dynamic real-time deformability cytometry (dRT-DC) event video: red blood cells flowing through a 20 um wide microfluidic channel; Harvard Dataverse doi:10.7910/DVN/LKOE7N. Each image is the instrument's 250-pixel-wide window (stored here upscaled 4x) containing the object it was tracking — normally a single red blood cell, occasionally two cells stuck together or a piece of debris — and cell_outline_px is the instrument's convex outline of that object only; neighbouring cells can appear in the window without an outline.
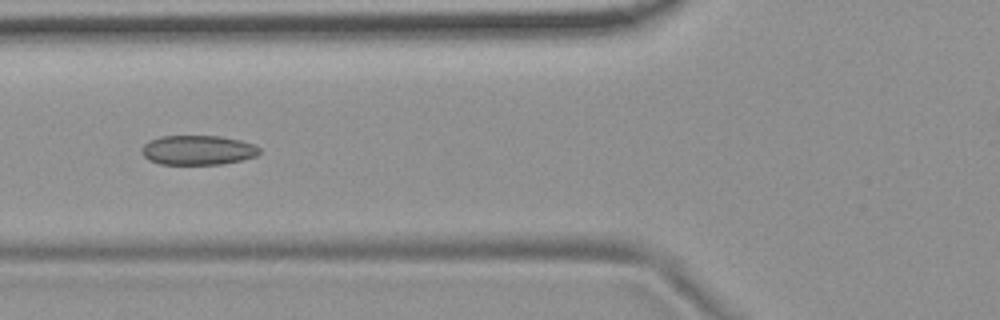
{"species": "common noctule bat (a hibernating species)", "species_latin": "Nyctalus noctula", "temperature_condition": "room temperature", "stored_images_in_passage": 10, "camera_frame_rate_fps": 3000, "um_per_image_px": 0.085, "animal": {"sex": "female", "body_mass_g": 19.9}, "frame": {"image": 1, "passage_image": 5, "time_ms": 1.333, "image_size_px": [1000, 320], "cell_outline_px": [[260, 152], [256, 156], [240, 160], [220, 164], [160, 164], [148, 160], [140, 152], [144, 144], [148, 140], [160, 136], [220, 136], [240, 140], [252, 144], [260, 148]], "centroid_in_image_um": [16.77, 12.75], "position_along_channel_um": 109.0, "area_um2": 20.29}}
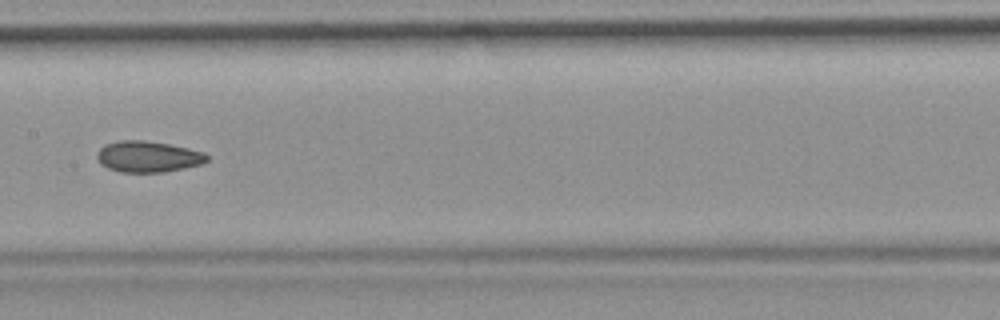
{"frame": {"image": 2, "passage_image": 7, "time_ms": 2.0, "image_size_px": [1000, 320], "cell_outline_px": [[208, 160], [200, 164], [184, 168], [164, 172], [120, 172], [108, 168], [100, 164], [96, 156], [96, 152], [104, 144], [120, 140], [144, 140], [168, 144], [188, 148], [204, 152], [208, 156]], "centroid_in_image_um": [12.54, 13.31], "position_along_channel_um": 194.9, "area_um2": 20.0}}
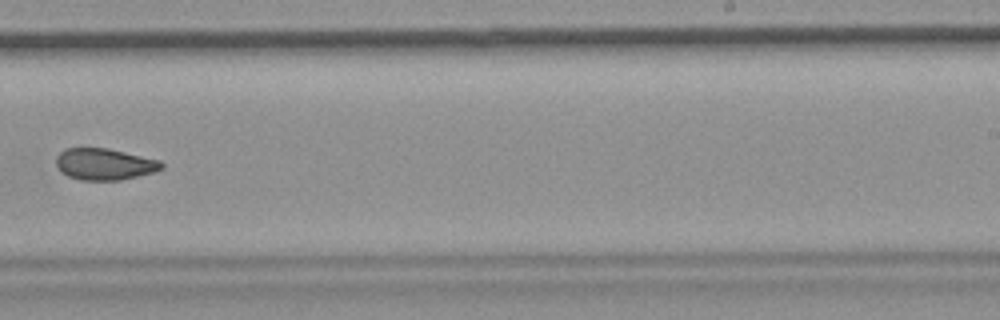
{"frame": {"image": 3, "passage_image": 9, "time_ms": 2.667, "image_size_px": [1000, 320], "cell_outline_px": [[164, 168], [156, 172], [120, 180], [80, 180], [68, 176], [56, 164], [56, 156], [64, 148], [108, 148], [160, 160], [164, 164]], "centroid_in_image_um": [8.92, 13.95], "position_along_channel_um": 280.1, "area_um2": 19.42}}